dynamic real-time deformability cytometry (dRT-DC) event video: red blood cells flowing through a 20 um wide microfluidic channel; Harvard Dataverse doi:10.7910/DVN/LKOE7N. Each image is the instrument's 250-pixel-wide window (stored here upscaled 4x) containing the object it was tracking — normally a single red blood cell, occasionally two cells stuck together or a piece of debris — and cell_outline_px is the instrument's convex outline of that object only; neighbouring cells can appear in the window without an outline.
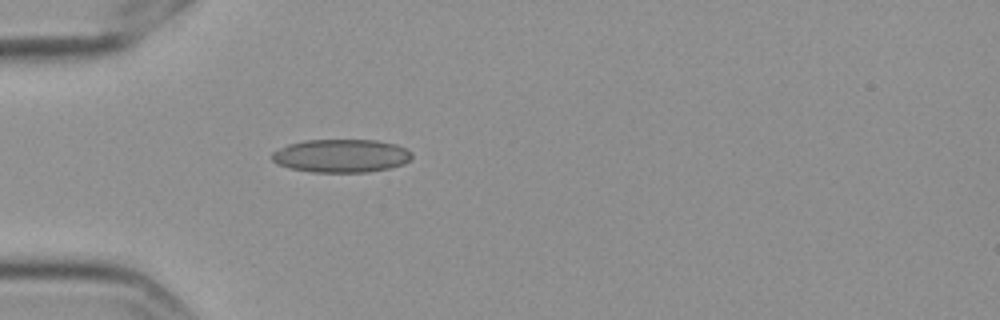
{"species": "Egyptian fruit bat (a non-hibernating species)", "species_latin": "Rousettus aegyptiacus", "temperature_condition": "cold", "stored_images_in_passage": 41, "camera_frame_rate_fps": 3000, "um_per_image_px": 0.085, "frame": {"image": 1, "passage_image": 1, "time_ms": 0.0, "image_size_px": [1000, 320], "cell_outline_px": [[412, 160], [404, 164], [392, 168], [368, 172], [312, 172], [288, 168], [276, 164], [272, 160], [272, 152], [288, 144], [304, 140], [376, 140], [396, 144], [412, 152]], "centroid_in_image_um": [29.02, 13.25], "position_along_channel_um": 56.0, "area_um2": 27.4}}
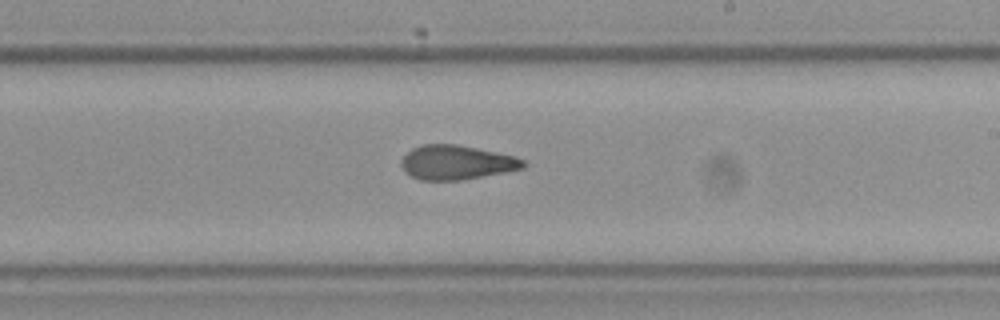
{"frame": {"image": 2, "passage_image": 18, "time_ms": 5.667, "image_size_px": [1000, 320], "cell_outline_px": [[528, 164], [524, 168], [464, 180], [420, 180], [404, 172], [400, 164], [400, 160], [412, 148], [424, 144], [456, 144], [496, 152], [512, 156], [524, 160]], "centroid_in_image_um": [38.78, 13.81], "position_along_channel_um": 250.2, "area_um2": 24.39}}
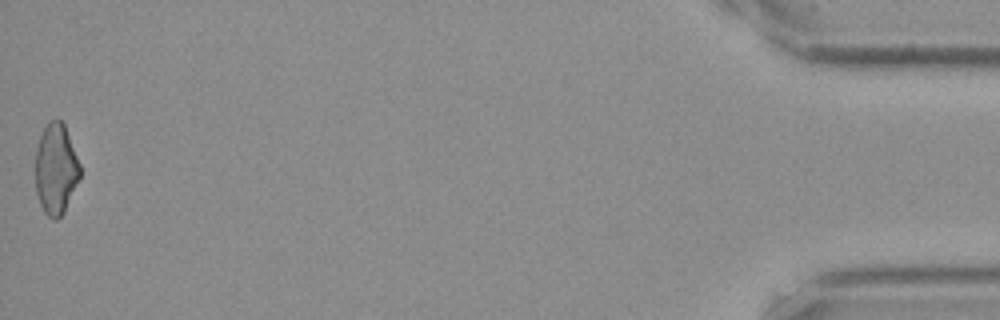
{"frame": {"image": 3, "passage_image": 41, "time_ms": 13.333, "image_size_px": [1000, 320], "cell_outline_px": [[80, 176], [64, 212], [56, 220], [52, 220], [44, 212], [40, 204], [36, 192], [36, 148], [40, 136], [48, 120], [60, 120], [64, 124], [80, 164]], "centroid_in_image_um": [4.74, 14.37], "position_along_channel_um": 430.5, "area_um2": 23.41}, "authors_computed_cell_mechanics": {"area_um2": 24.7962, "velocity_mm_per_s": 3.5434, "shape_relaxation_time_tau1_ms": null, "shape_relaxation_time_tau2_ms": 2.3037, "deformation_change_tau1": null, "deformation_change_tau2": 0.0851}}